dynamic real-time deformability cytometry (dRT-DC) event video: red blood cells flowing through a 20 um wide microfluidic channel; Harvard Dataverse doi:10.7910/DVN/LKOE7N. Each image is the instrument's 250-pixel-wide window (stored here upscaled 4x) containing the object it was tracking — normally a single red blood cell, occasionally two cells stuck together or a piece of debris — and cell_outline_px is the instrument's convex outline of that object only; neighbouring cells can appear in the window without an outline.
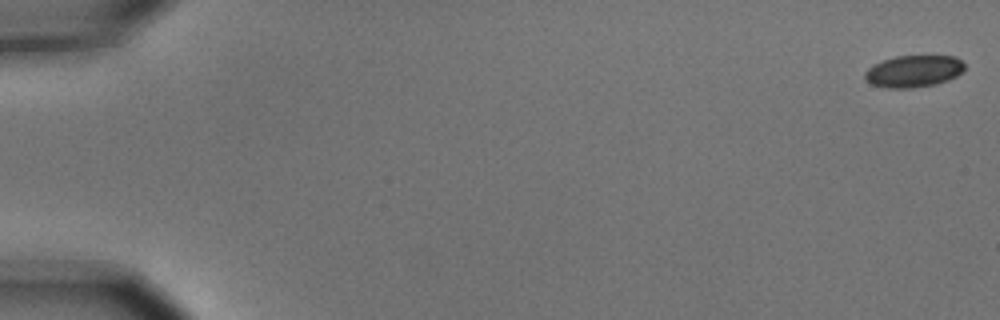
{"species": "common noctule bat (a hibernating species)", "species_latin": "Nyctalus noctula", "temperature_condition": "cold", "stored_images_in_passage": 7, "camera_frame_rate_fps": 3000, "um_per_image_px": 0.085, "animal": {"sex": "male", "body_mass_g": 15.6}, "frame": {"image": 1, "passage_image": 1, "time_ms": 0.0, "image_size_px": [1000, 320], "cell_outline_px": [[964, 72], [948, 80], [936, 84], [912, 88], [884, 88], [872, 84], [864, 80], [864, 72], [872, 64], [896, 56], [956, 56], [964, 64]], "centroid_in_image_um": [77.64, 6.06], "position_along_channel_um": 7.4, "area_um2": 18.73}}
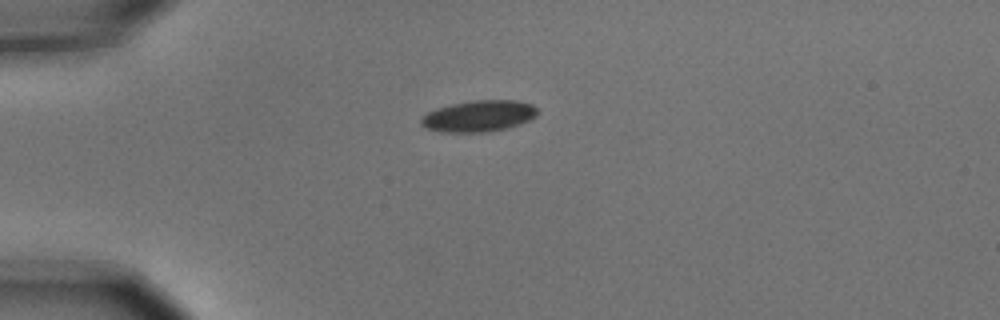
{"frame": {"image": 2, "passage_image": 5, "time_ms": 1.333, "image_size_px": [1000, 320], "cell_outline_px": [[540, 112], [536, 116], [520, 124], [508, 128], [484, 132], [440, 132], [424, 128], [420, 124], [420, 120], [428, 112], [436, 108], [452, 104], [472, 100], [520, 100], [532, 104]], "centroid_in_image_um": [40.7, 9.86], "position_along_channel_um": 44.3, "area_um2": 21.44}}
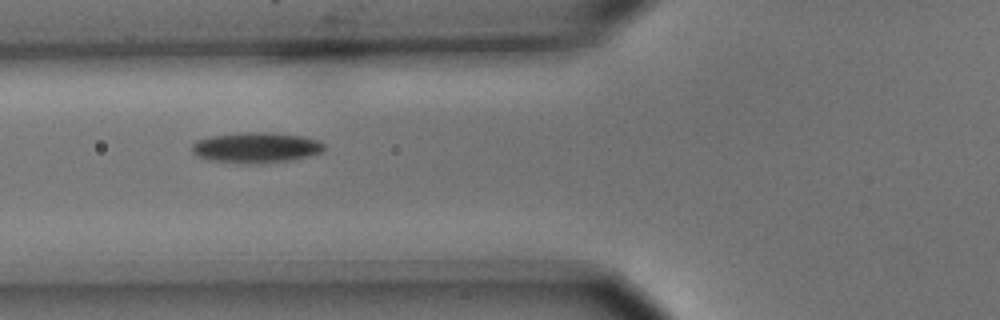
{"frame": {"image": 3, "passage_image": 7, "time_ms": 2.0, "image_size_px": [1000, 320], "cell_outline_px": [[324, 152], [308, 156], [288, 160], [208, 160], [196, 156], [192, 152], [192, 144], [196, 140], [212, 136], [244, 132], [268, 132], [300, 136], [316, 140], [324, 144]], "centroid_in_image_um": [21.76, 12.48], "position_along_channel_um": 104.0, "area_um2": 22.2}}